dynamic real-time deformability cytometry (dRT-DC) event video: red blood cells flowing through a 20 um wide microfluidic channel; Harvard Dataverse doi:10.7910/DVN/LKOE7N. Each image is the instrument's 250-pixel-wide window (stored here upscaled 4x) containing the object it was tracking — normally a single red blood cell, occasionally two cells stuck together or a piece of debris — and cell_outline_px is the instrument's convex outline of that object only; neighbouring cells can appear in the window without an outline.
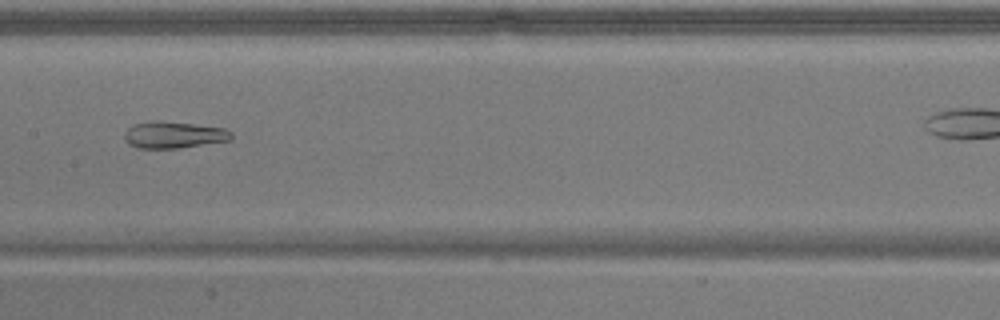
{"species": "common noctule bat (a hibernating species)", "species_latin": "Nyctalus noctula", "temperature_condition": "warm", "stored_images_in_passage": 42, "camera_frame_rate_fps": 3000, "um_per_image_px": 0.085, "animal": {"sex": "male", "body_mass_g": 17.9}, "frame": {"image": 1, "passage_image": 24, "time_ms": 7.667, "image_size_px": [1000, 320], "cell_outline_px": [[232, 140], [180, 148], [136, 148], [128, 144], [124, 136], [124, 132], [128, 128], [136, 124], [156, 120], [192, 124], [224, 128], [232, 132]], "centroid_in_image_um": [14.77, 11.47], "position_along_channel_um": 192.6, "area_um2": 16.59}}